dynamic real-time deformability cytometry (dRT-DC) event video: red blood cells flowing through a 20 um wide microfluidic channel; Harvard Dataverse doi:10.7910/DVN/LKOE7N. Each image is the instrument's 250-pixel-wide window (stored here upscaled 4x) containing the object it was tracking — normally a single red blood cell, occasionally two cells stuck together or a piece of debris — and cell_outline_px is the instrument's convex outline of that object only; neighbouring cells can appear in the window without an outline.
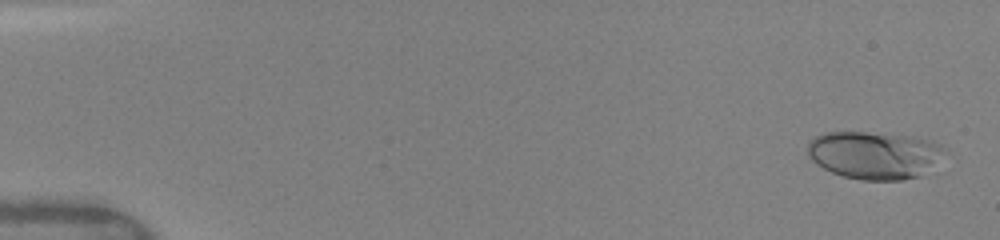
{"species": "human", "species_latin": "Homo sapiens", "temperature_condition": "warm", "stored_images_in_passage": 11, "camera_frame_rate_fps": 3000, "um_per_image_px": 0.085, "donor": {"sex": "female"}, "frame": {"image": 1, "passage_image": 1, "time_ms": 0.0, "image_size_px": [1000, 240], "cell_outline_px": [[944, 148], [920, 176], [900, 180], [860, 180], [844, 176], [832, 172], [824, 168], [812, 160], [808, 156], [808, 140], [824, 132], [864, 132], [912, 136], [928, 140], [940, 144]], "centroid_in_image_um": [74.21, 13.17], "position_along_channel_um": 10.8, "area_um2": 37.28}}
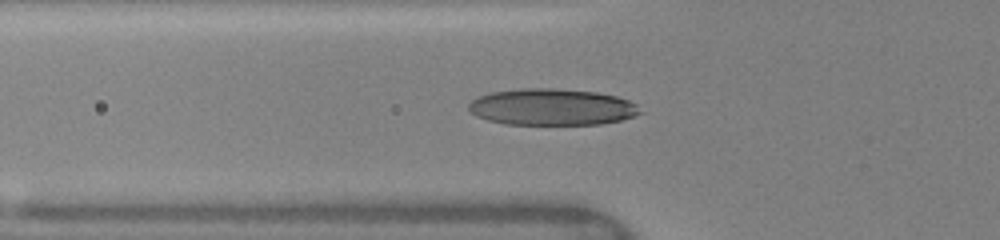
{"frame": {"image": 2, "passage_image": 9, "time_ms": 5.333, "image_size_px": [1000, 240], "cell_outline_px": [[644, 112], [636, 116], [620, 120], [600, 124], [504, 124], [488, 120], [476, 116], [468, 108], [468, 104], [472, 100], [480, 96], [492, 92], [520, 88], [552, 88], [596, 92], [616, 96], [628, 100], [636, 104]], "centroid_in_image_um": [46.93, 9.1], "position_along_channel_um": 78.9, "area_um2": 36.53}}
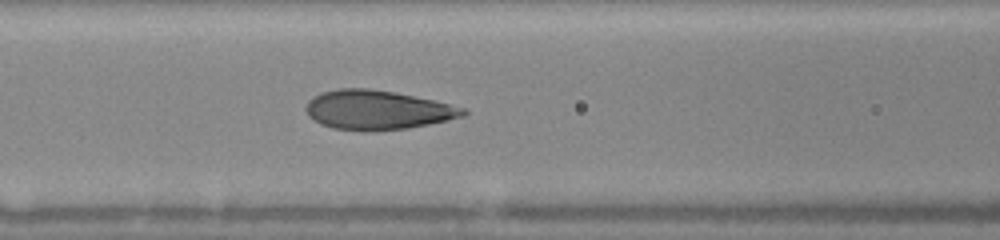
{"frame": {"image": 3, "passage_image": 11, "time_ms": 6.667, "image_size_px": [1000, 240], "cell_outline_px": [[468, 112], [464, 116], [428, 124], [408, 128], [368, 132], [364, 132], [332, 128], [320, 124], [312, 120], [308, 116], [304, 108], [308, 100], [312, 96], [320, 92], [340, 88], [368, 88], [392, 92], [432, 100], [464, 108]], "centroid_in_image_um": [31.98, 9.36], "position_along_channel_um": 134.6, "area_um2": 36.13}}